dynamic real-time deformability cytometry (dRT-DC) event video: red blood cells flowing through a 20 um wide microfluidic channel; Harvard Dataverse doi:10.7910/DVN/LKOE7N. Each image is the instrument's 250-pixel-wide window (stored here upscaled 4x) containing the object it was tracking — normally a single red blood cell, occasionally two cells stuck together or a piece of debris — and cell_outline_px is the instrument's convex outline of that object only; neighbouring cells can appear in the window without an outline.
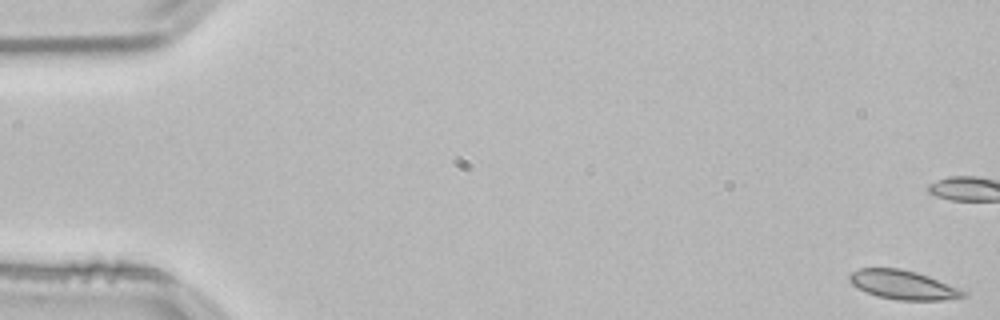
{"species": "common noctule bat (a hibernating species)", "species_latin": "Nyctalus noctula", "temperature_condition": "room temperature", "stored_images_in_passage": 54, "camera_frame_rate_fps": 3000, "um_per_image_px": 0.085, "animal": {"sex": "male", "body_mass_g": 21.5, "forearm_length_mm": 52.0}, "frame": {"image": 1, "passage_image": 1, "time_ms": 0.0, "image_size_px": [1000, 320], "cell_outline_px": [[968, 296], [944, 300], [900, 300], [876, 296], [852, 284], [848, 280], [848, 276], [852, 272], [860, 268], [900, 268], [916, 272], [928, 276], [956, 288], [964, 292]], "centroid_in_image_um": [76.72, 24.21], "position_along_channel_um": 8.3, "area_um2": 18.9}}
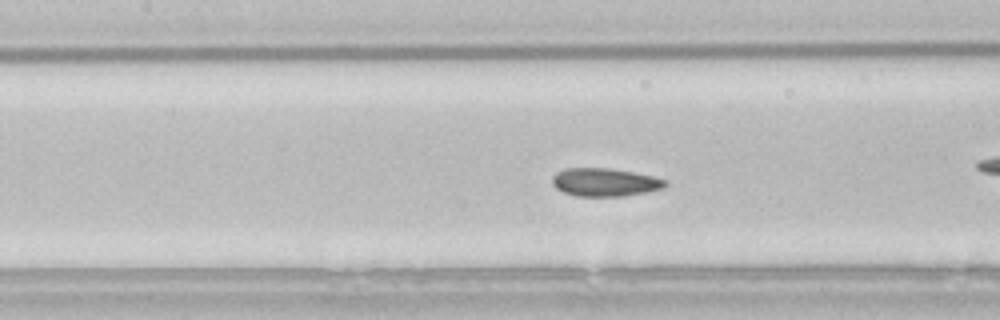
{"frame": {"image": 2, "passage_image": 24, "time_ms": 7.667, "image_size_px": [1000, 320], "cell_outline_px": [[668, 184], [664, 188], [648, 192], [624, 196], [576, 196], [564, 192], [556, 188], [552, 184], [552, 176], [556, 172], [564, 168], [608, 168], [656, 176], [668, 180]], "centroid_in_image_um": [51.44, 15.49], "position_along_channel_um": 156.0, "area_um2": 18.79}, "authors_computed_cell_mechanics": {"area_um2": 18.6694, "velocity_mm_per_s": 3.801, "shape_relaxation_time_tau1_ms": 4.9438, "shape_relaxation_time_tau2_ms": 2.2462, "deformation_change_tau1": 0.1051, "deformation_change_tau2": 0.0346}}